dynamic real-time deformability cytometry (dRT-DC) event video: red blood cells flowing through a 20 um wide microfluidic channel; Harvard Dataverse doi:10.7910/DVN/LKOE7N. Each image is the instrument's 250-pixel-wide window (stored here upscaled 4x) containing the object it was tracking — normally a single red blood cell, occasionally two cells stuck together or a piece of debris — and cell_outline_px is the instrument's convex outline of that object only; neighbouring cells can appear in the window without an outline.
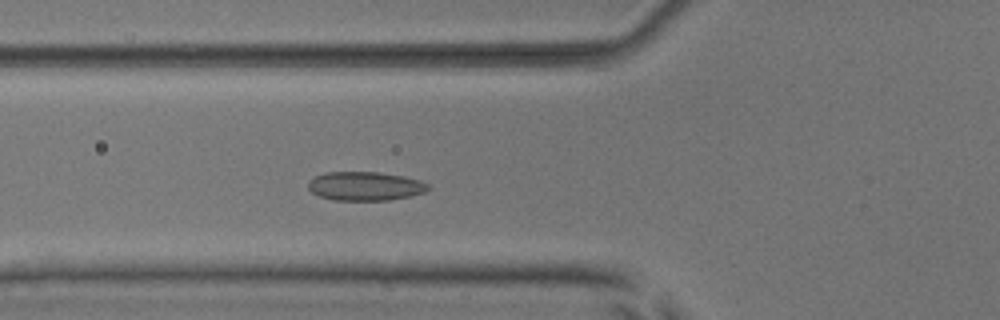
{"species": "common noctule bat (a hibernating species)", "species_latin": "Nyctalus noctula", "temperature_condition": "room temperature", "stored_images_in_passage": 49, "camera_frame_rate_fps": 3000, "um_per_image_px": 0.085, "animal": {"sex": "male", "body_mass_g": 17.9, "forearm_length_mm": 54.2}, "frame": {"image": 1, "passage_image": 16, "time_ms": 5.0, "image_size_px": [1000, 320], "cell_outline_px": [[428, 188], [424, 192], [412, 196], [388, 200], [332, 200], [320, 196], [312, 192], [308, 188], [308, 180], [324, 172], [380, 172], [404, 176], [420, 180], [428, 184]], "centroid_in_image_um": [31.02, 15.81], "position_along_channel_um": 94.8, "area_um2": 20.23}}
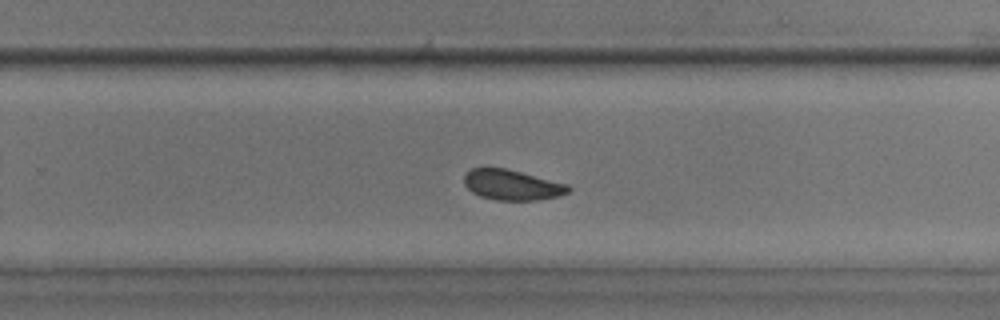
{"frame": {"image": 2, "passage_image": 31, "time_ms": 10.0, "image_size_px": [1000, 320], "cell_outline_px": [[572, 188], [568, 192], [556, 196], [536, 200], [496, 200], [480, 196], [472, 192], [464, 184], [464, 176], [472, 168], [504, 168], [568, 184]], "centroid_in_image_um": [43.51, 15.72], "position_along_channel_um": 286.3, "area_um2": 18.15}}
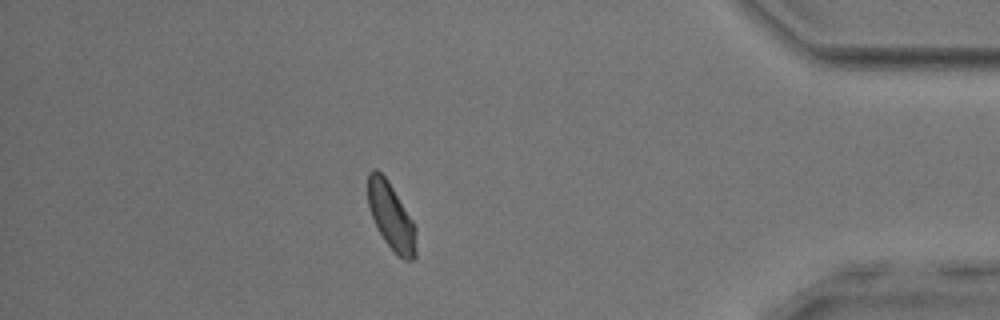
{"frame": {"image": 3, "passage_image": 43, "time_ms": 14.0, "image_size_px": [1000, 320], "cell_outline_px": [[416, 256], [412, 260], [404, 260], [384, 240], [372, 216], [368, 204], [368, 172], [372, 168], [376, 168], [388, 180], [412, 220], [416, 228]], "centroid_in_image_um": [33.25, 18.36], "position_along_channel_um": 401.9, "area_um2": 18.44}, "authors_computed_cell_mechanics": {"area_um2": 19.074, "velocity_mm_per_s": 3.839, "shape_relaxation_time_tau1_ms": 6.4314, "shape_relaxation_time_tau2_ms": 2.838, "deformation_change_tau1": 0.097, "deformation_change_tau2": 0.0717}}